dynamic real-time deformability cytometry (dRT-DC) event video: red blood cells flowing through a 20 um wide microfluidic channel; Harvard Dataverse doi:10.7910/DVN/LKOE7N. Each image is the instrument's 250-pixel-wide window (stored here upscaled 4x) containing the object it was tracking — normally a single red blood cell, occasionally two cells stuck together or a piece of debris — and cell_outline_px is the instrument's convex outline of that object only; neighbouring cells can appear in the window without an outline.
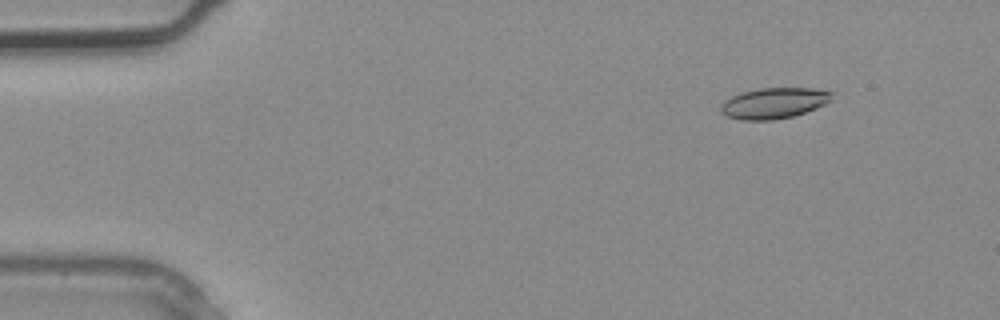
{"species": "common noctule bat (a hibernating species)", "species_latin": "Nyctalus noctula", "temperature_condition": "warm", "stored_images_in_passage": 3, "camera_frame_rate_fps": 3000, "um_per_image_px": 0.085, "animal": {"sex": "male", "body_mass_g": 20.4}, "frame": {"image": 1, "passage_image": 1, "time_ms": 0.0, "image_size_px": [1000, 320], "cell_outline_px": [[832, 100], [816, 108], [792, 116], [772, 120], [740, 120], [728, 116], [720, 112], [720, 104], [724, 100], [740, 92], [760, 88], [812, 88], [832, 92]], "centroid_in_image_um": [65.74, 8.76], "position_along_channel_um": 19.3, "area_um2": 19.94}}
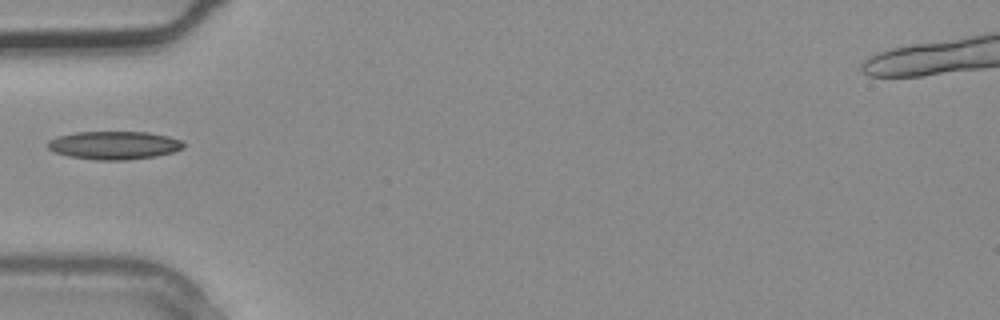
{"frame": {"image": 2, "passage_image": 3, "time_ms": 0.667, "image_size_px": [1000, 320], "cell_outline_px": [[184, 148], [172, 152], [156, 156], [128, 160], [96, 160], [68, 156], [56, 152], [48, 148], [44, 144], [48, 140], [56, 136], [76, 132], [148, 132], [168, 136], [180, 140], [184, 144]], "centroid_in_image_um": [9.66, 12.34], "position_along_channel_um": 75.3, "area_um2": 22.43}}